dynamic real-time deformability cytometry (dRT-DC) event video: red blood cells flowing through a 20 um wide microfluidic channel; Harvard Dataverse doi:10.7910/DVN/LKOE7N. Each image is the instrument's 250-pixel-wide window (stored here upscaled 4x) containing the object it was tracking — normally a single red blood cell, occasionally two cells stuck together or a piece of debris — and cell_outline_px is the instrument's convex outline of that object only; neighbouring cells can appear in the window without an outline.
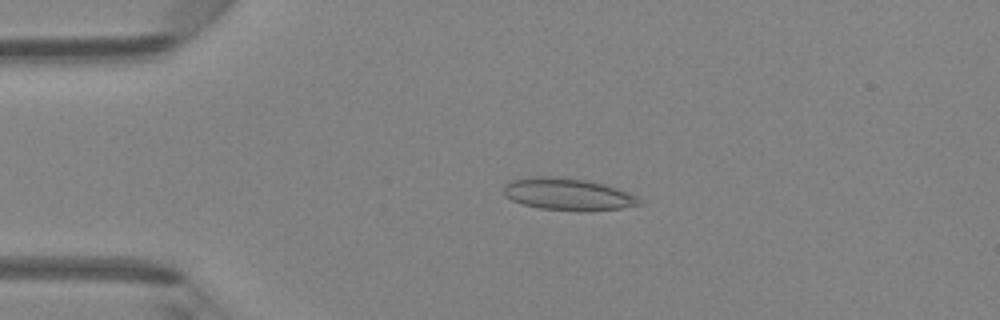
{"species": "Egyptian fruit bat (a non-hibernating species)", "species_latin": "Rousettus aegyptiacus", "temperature_condition": "room temperature", "stored_images_in_passage": 46, "camera_frame_rate_fps": 3000, "um_per_image_px": 0.085, "animal": {"sex": "female"}, "frame": {"image": 1, "passage_image": 10, "time_ms": 3.0, "image_size_px": [1000, 320], "cell_outline_px": [[640, 204], [620, 208], [540, 208], [524, 204], [512, 200], [504, 196], [504, 184], [512, 180], [532, 176], [556, 176], [584, 180], [604, 184], [628, 192], [636, 196], [640, 200]], "centroid_in_image_um": [48.18, 16.45], "position_along_channel_um": 36.8, "area_um2": 24.16}}
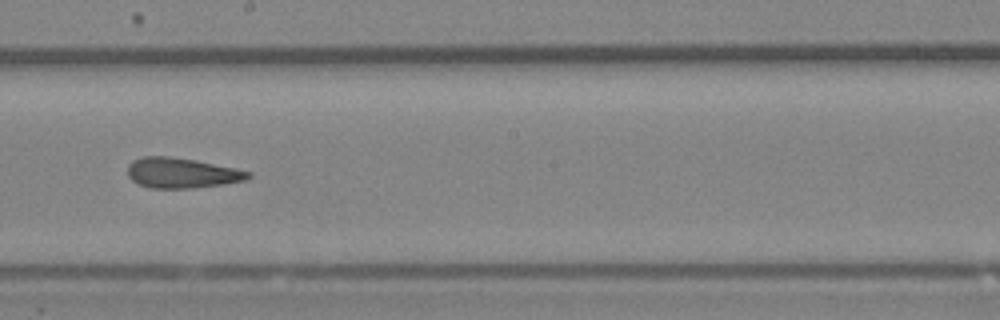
{"frame": {"image": 2, "passage_image": 26, "time_ms": 8.333, "image_size_px": [1000, 320], "cell_outline_px": [[252, 176], [244, 180], [224, 184], [192, 188], [152, 188], [136, 184], [128, 176], [128, 164], [132, 160], [144, 156], [168, 156], [196, 160], [236, 168], [252, 172]], "centroid_in_image_um": [15.44, 14.7], "position_along_channel_um": 232.8, "area_um2": 21.39}}
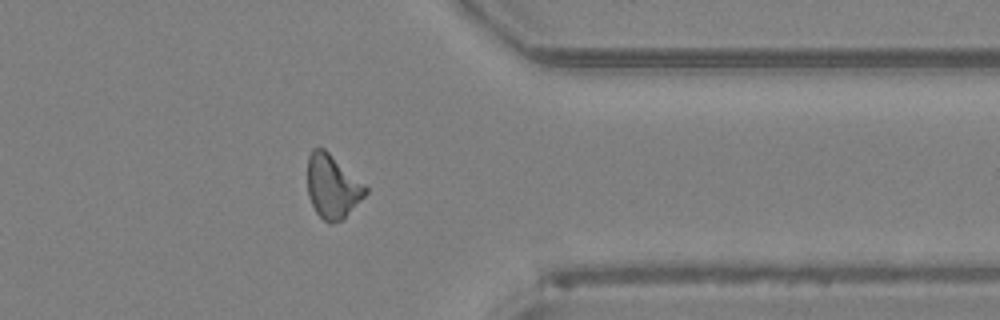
{"frame": {"image": 3, "passage_image": 37, "time_ms": 12.0, "image_size_px": [1000, 320], "cell_outline_px": [[368, 192], [344, 220], [332, 224], [328, 224], [316, 212], [308, 196], [308, 156], [312, 148], [324, 148], [364, 184], [368, 188]], "centroid_in_image_um": [28.26, 15.89], "position_along_channel_um": 383.1, "area_um2": 21.56}, "authors_computed_cell_mechanics": {"area_um2": 21.6461, "velocity_mm_per_s": 4.3603, "shape_relaxation_time_tau1_ms": null, "shape_relaxation_time_tau2_ms": 2.9083, "deformation_change_tau1": null, "deformation_change_tau2": 0.1308}}